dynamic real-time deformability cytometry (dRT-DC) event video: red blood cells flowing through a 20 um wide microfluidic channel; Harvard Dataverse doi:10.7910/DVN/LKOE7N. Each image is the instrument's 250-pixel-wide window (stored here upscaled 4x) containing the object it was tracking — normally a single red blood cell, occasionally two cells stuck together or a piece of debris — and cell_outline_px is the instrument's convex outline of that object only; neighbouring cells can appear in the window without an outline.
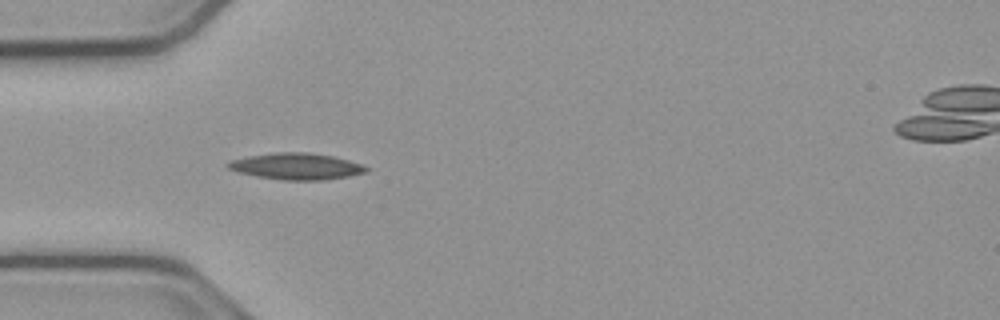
{"species": "common noctule bat (a hibernating species)", "species_latin": "Nyctalus noctula", "temperature_condition": "cold", "stored_images_in_passage": 38, "camera_frame_rate_fps": 3000, "um_per_image_px": 0.085, "animal": {"sex": "male", "body_mass_g": 23.1, "forearm_length_mm": 52.7}, "frame": {"image": 1, "passage_image": 1, "time_ms": 0.0, "image_size_px": [1000, 320], "cell_outline_px": [[372, 168], [368, 172], [348, 176], [324, 180], [284, 180], [256, 176], [236, 172], [228, 168], [224, 164], [228, 160], [248, 156], [276, 152], [308, 152], [332, 156], [364, 164]], "centroid_in_image_um": [25.19, 14.13], "position_along_channel_um": 59.8, "area_um2": 21.62}}
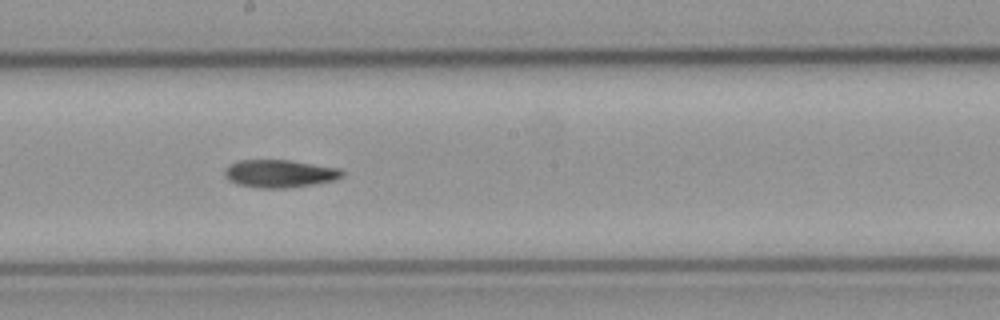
{"frame": {"image": 2, "passage_image": 14, "time_ms": 4.333, "image_size_px": [1000, 320], "cell_outline_px": [[344, 172], [340, 176], [332, 180], [312, 184], [288, 188], [260, 188], [236, 184], [228, 180], [224, 176], [224, 168], [240, 160], [288, 160], [340, 168]], "centroid_in_image_um": [23.71, 14.76], "position_along_channel_um": 224.5, "area_um2": 18.84}}
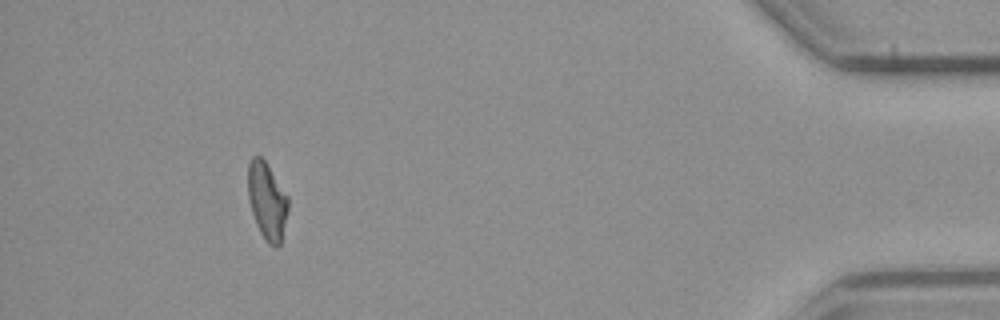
{"frame": {"image": 3, "passage_image": 34, "time_ms": 11.0, "image_size_px": [1000, 320], "cell_outline_px": [[288, 208], [280, 244], [276, 248], [268, 244], [264, 240], [256, 224], [248, 200], [248, 164], [252, 156], [260, 156], [264, 160], [288, 196]], "centroid_in_image_um": [22.68, 17.09], "position_along_channel_um": 412.5, "area_um2": 17.98}}